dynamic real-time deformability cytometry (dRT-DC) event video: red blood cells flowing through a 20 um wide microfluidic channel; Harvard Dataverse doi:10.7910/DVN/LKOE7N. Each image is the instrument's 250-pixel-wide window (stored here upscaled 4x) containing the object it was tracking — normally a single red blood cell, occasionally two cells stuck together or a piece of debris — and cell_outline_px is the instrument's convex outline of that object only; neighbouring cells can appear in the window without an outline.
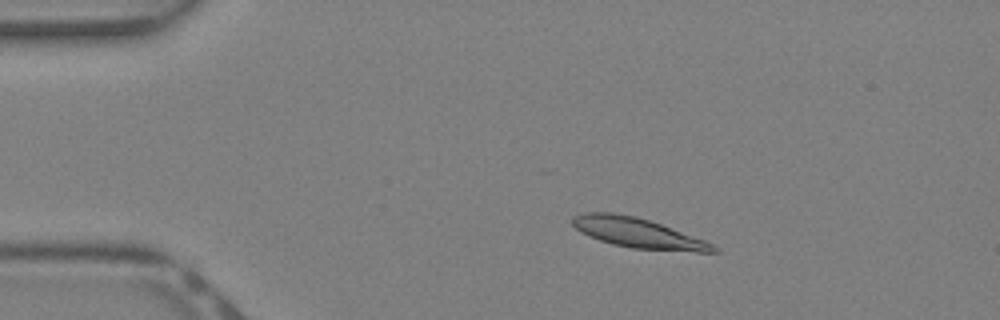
{"species": "Egyptian fruit bat (a non-hibernating species)", "species_latin": "Rousettus aegyptiacus", "temperature_condition": "warm", "stored_images_in_passage": 16, "camera_frame_rate_fps": 3000, "um_per_image_px": 0.085, "animal": {"sex": "female"}, "frame": {"image": 1, "passage_image": 8, "time_ms": 2.333, "image_size_px": [1000, 320], "cell_outline_px": [[720, 252], [696, 252], [632, 248], [612, 244], [588, 236], [580, 232], [572, 224], [572, 220], [576, 216], [584, 212], [612, 212], [636, 216], [660, 224], [704, 240], [720, 248]], "centroid_in_image_um": [54.23, 19.81], "position_along_channel_um": 30.8, "area_um2": 24.39}}
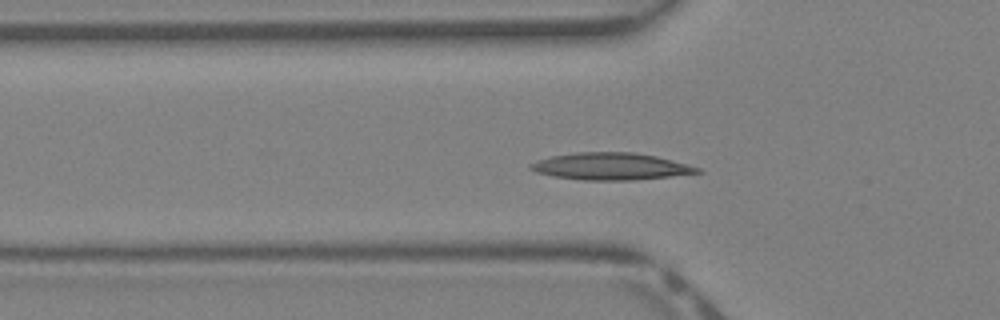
{"frame": {"image": 2, "passage_image": 14, "time_ms": 4.333, "image_size_px": [1000, 320], "cell_outline_px": [[704, 172], [636, 180], [584, 180], [556, 176], [536, 172], [528, 168], [528, 164], [536, 160], [552, 156], [576, 152], [632, 152], [656, 156], [672, 160], [700, 168]], "centroid_in_image_um": [51.9, 14.14], "position_along_channel_um": 73.9, "area_um2": 26.18}}
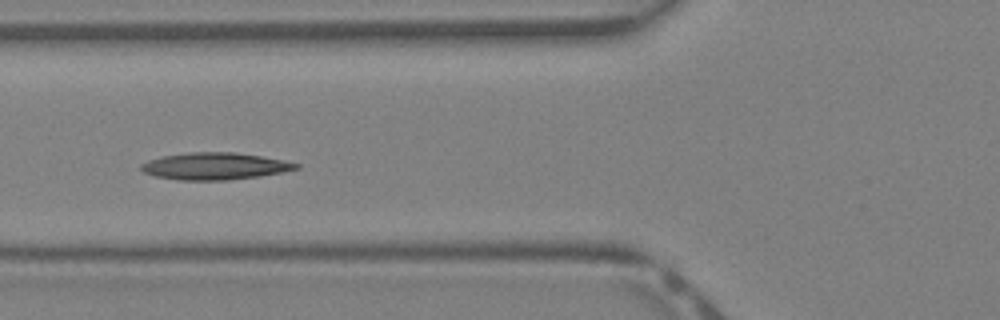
{"frame": {"image": 3, "passage_image": 16, "time_ms": 5.0, "image_size_px": [1000, 320], "cell_outline_px": [[300, 168], [260, 176], [228, 180], [180, 180], [156, 176], [144, 172], [140, 168], [140, 164], [148, 160], [160, 156], [188, 152], [236, 152], [284, 160], [300, 164]], "centroid_in_image_um": [18.24, 14.11], "position_along_channel_um": 107.6, "area_um2": 24.39}}